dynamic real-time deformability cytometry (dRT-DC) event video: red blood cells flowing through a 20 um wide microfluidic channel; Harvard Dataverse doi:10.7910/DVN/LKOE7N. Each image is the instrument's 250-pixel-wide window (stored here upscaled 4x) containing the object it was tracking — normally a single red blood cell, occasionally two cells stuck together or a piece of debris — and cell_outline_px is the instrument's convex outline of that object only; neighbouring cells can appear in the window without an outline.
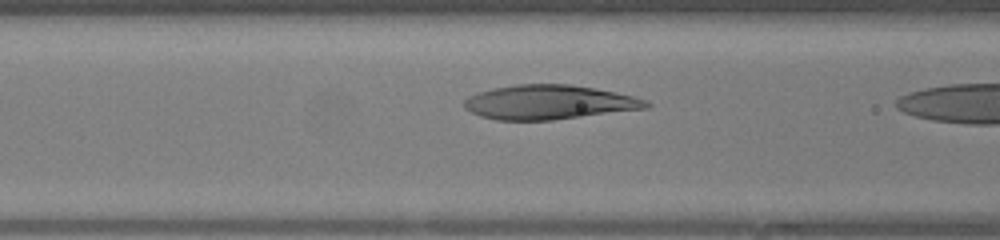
{"species": "human", "species_latin": "Homo sapiens", "temperature_condition": "warm", "stored_images_in_passage": 7, "camera_frame_rate_fps": 3000, "um_per_image_px": 0.085, "donor": {"sex": "female"}, "frame": {"image": 1, "passage_image": 6, "time_ms": 1.667, "image_size_px": [1000, 240], "cell_outline_px": [[652, 104], [648, 108], [552, 120], [496, 120], [480, 116], [464, 108], [464, 100], [468, 96], [480, 92], [496, 88], [516, 84], [572, 84], [616, 92], [648, 100]], "centroid_in_image_um": [46.68, 8.69], "position_along_channel_um": 119.9, "area_um2": 36.36}}